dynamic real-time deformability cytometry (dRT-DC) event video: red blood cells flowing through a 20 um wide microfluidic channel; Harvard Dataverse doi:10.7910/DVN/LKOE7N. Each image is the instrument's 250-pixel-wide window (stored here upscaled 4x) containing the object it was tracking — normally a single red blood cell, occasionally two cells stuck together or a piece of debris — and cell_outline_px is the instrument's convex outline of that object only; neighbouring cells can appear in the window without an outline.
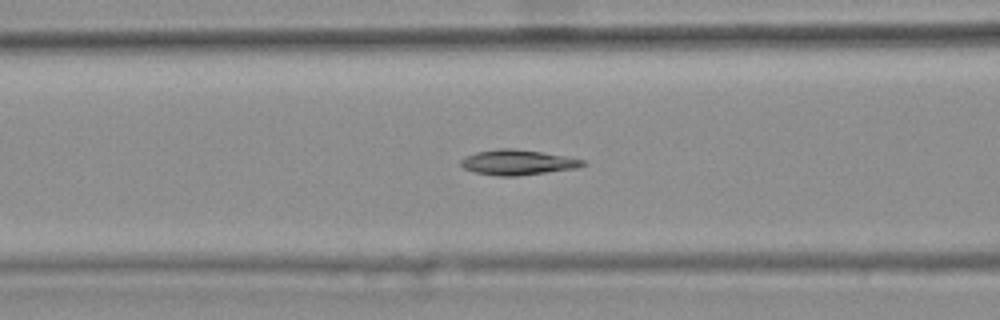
{"species": "common noctule bat (a hibernating species)", "species_latin": "Nyctalus noctula", "temperature_condition": "warm", "stored_images_in_passage": 37, "camera_frame_rate_fps": 3000, "um_per_image_px": 0.085, "animal": {"sex": "female", "body_mass_g": 25.1}, "frame": {"image": 1, "passage_image": 11, "time_ms": 3.333, "image_size_px": [1000, 320], "cell_outline_px": [[588, 164], [576, 168], [516, 176], [500, 176], [476, 172], [464, 168], [460, 164], [460, 160], [464, 156], [476, 152], [496, 148], [512, 148], [540, 152], [564, 156], [584, 160]], "centroid_in_image_um": [43.97, 13.79], "position_along_channel_um": 122.6, "area_um2": 17.74}, "authors_computed_cell_mechanics": {"area_um2": 17.2822, "velocity_mm_per_s": 3.7457, "shape_relaxation_time_tau1_ms": null, "shape_relaxation_time_tau2_ms": 11.1776, "deformation_change_tau1": null, "deformation_change_tau2": 0.1611}}